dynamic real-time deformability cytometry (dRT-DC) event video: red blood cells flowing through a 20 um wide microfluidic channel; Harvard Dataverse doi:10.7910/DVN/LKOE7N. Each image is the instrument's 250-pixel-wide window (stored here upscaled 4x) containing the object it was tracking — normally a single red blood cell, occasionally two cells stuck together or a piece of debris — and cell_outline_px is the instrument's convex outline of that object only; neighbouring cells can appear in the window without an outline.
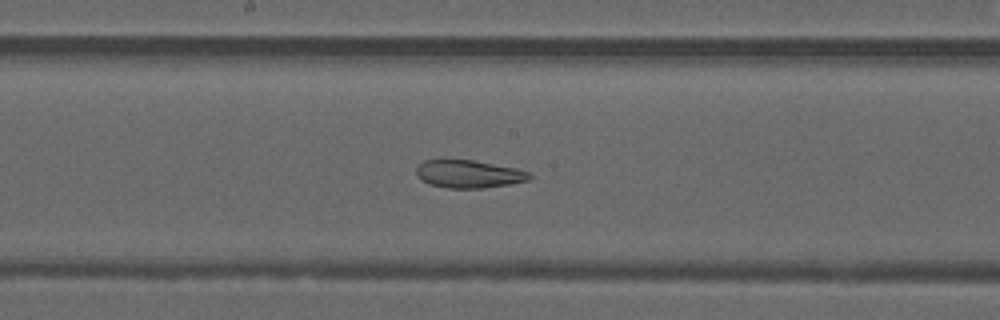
{"species": "common noctule bat (a hibernating species)", "species_latin": "Nyctalus noctula", "temperature_condition": "warm", "stored_images_in_passage": 31, "camera_frame_rate_fps": 3000, "um_per_image_px": 0.085, "animal": {"sex": "male", "forearm_length_mm": 52.5}, "frame": {"image": 1, "passage_image": 26, "time_ms": 8.333, "image_size_px": [1000, 320], "cell_outline_px": [[532, 176], [528, 180], [508, 184], [484, 188], [448, 188], [428, 184], [420, 180], [416, 172], [416, 168], [424, 160], [472, 160], [516, 168], [532, 172]], "centroid_in_image_um": [39.84, 14.79], "position_along_channel_um": 208.4, "area_um2": 18.32}}